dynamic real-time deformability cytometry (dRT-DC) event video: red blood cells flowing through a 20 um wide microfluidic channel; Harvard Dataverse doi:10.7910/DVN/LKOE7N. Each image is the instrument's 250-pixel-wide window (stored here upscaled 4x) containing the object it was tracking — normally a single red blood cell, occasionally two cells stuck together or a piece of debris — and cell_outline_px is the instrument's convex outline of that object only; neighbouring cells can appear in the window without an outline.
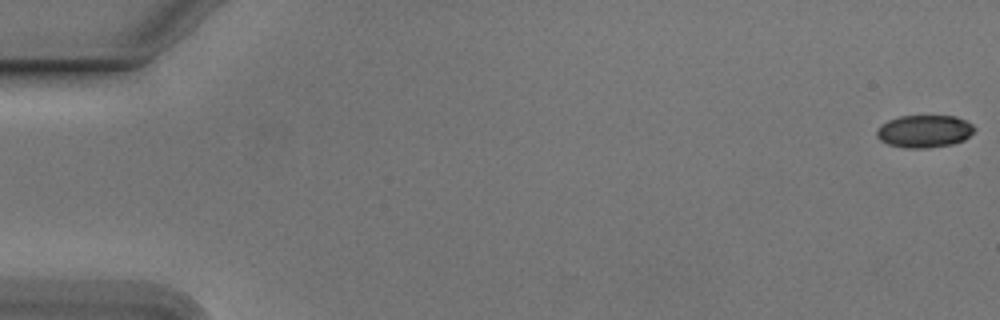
{"species": "Egyptian fruit bat (a non-hibernating species)", "species_latin": "Rousettus aegyptiacus", "temperature_condition": "cold", "stored_images_in_passage": 10, "camera_frame_rate_fps": 3000, "um_per_image_px": 0.085, "animal": {"sex": "male"}, "frame": {"image": 1, "passage_image": 1, "time_ms": 0.0, "image_size_px": [1000, 320], "cell_outline_px": [[976, 128], [964, 140], [952, 144], [928, 148], [904, 148], [888, 144], [880, 140], [876, 136], [876, 128], [880, 124], [888, 120], [900, 116], [956, 116], [972, 124]], "centroid_in_image_um": [78.53, 11.16], "position_along_channel_um": 6.5, "area_um2": 18.61}}